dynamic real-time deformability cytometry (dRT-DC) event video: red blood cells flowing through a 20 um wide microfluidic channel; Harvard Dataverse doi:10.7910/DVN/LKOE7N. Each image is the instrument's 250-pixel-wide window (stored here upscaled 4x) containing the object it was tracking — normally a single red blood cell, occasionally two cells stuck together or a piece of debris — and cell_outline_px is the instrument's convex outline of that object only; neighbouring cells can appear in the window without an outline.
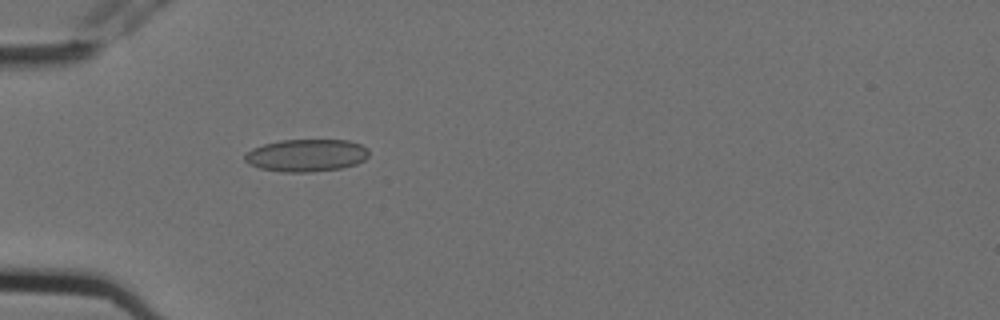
{"species": "Egyptian fruit bat (a non-hibernating species)", "species_latin": "Rousettus aegyptiacus", "temperature_condition": "cold", "stored_images_in_passage": 4, "camera_frame_rate_fps": 3000, "um_per_image_px": 0.085, "animal": {"sex": "female"}, "frame": {"image": 1, "passage_image": 4, "time_ms": 1.0, "image_size_px": [1000, 320], "cell_outline_px": [[368, 156], [364, 160], [356, 164], [340, 168], [308, 172], [280, 172], [260, 168], [248, 164], [244, 160], [244, 156], [252, 148], [264, 144], [280, 140], [348, 140], [360, 144], [368, 148]], "centroid_in_image_um": [26.03, 13.2], "position_along_channel_um": 59.0, "area_um2": 23.47}}